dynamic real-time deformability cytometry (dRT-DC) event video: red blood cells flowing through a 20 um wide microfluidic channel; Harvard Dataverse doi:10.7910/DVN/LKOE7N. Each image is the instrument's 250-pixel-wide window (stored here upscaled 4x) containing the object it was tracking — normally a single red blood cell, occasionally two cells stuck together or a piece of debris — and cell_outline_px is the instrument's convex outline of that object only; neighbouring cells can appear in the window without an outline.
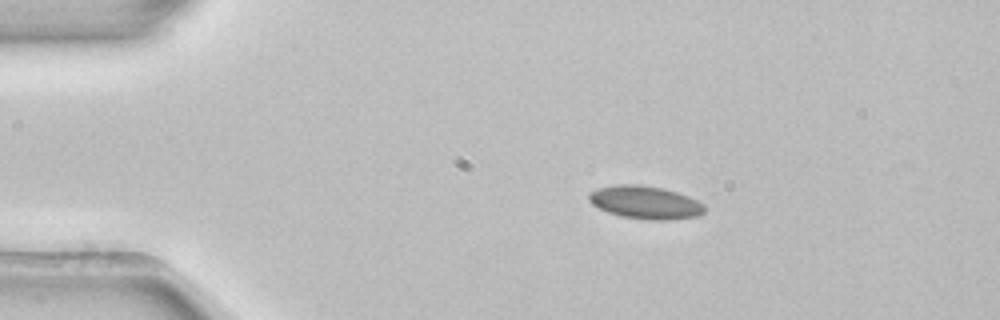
{"species": "common noctule bat (a hibernating species)", "species_latin": "Nyctalus noctula", "temperature_condition": "room temperature", "stored_images_in_passage": 4, "camera_frame_rate_fps": 3000, "um_per_image_px": 0.085, "animal": {"sex": "female", "body_mass_g": 22.7, "forearm_length_mm": 54.2}, "frame": {"image": 1, "passage_image": 2, "time_ms": 0.333, "image_size_px": [1000, 320], "cell_outline_px": [[704, 212], [696, 216], [668, 220], [652, 220], [620, 216], [608, 212], [592, 204], [588, 200], [588, 192], [600, 188], [616, 184], [640, 184], [664, 188], [688, 196], [704, 204]], "centroid_in_image_um": [54.83, 17.19], "position_along_channel_um": 30.2, "area_um2": 22.2}}
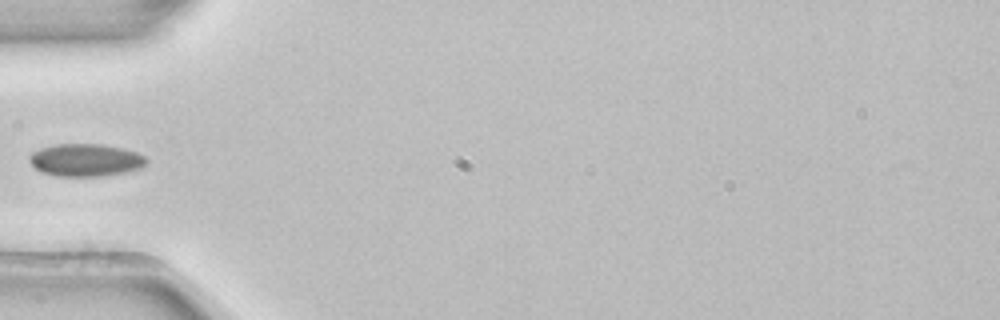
{"frame": {"image": 2, "passage_image": 4, "time_ms": 1.0, "image_size_px": [1000, 320], "cell_outline_px": [[148, 160], [140, 168], [124, 172], [100, 176], [56, 176], [40, 172], [28, 160], [28, 156], [32, 152], [40, 148], [56, 144], [100, 144], [124, 148], [136, 152], [144, 156]], "centroid_in_image_um": [7.24, 13.6], "position_along_channel_um": 77.8, "area_um2": 22.2}}